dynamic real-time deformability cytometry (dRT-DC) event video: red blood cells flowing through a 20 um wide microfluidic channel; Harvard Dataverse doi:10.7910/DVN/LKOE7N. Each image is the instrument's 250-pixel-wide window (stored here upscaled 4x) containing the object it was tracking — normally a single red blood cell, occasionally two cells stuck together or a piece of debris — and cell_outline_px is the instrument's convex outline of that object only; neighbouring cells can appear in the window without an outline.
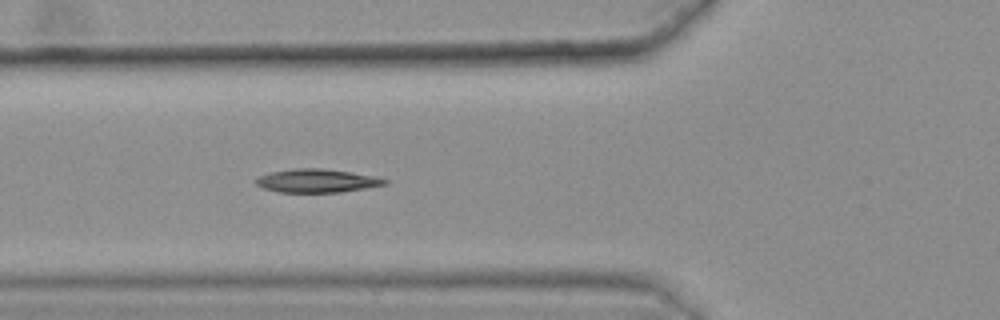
{"species": "common noctule bat (a hibernating species)", "species_latin": "Nyctalus noctula", "temperature_condition": "warm", "stored_images_in_passage": 48, "camera_frame_rate_fps": 3000, "um_per_image_px": 0.085, "animal": {"sex": "female", "body_mass_g": 25.1}, "frame": {"image": 1, "passage_image": 21, "time_ms": 6.667, "image_size_px": [1000, 320], "cell_outline_px": [[388, 184], [340, 192], [280, 192], [264, 188], [256, 184], [256, 180], [260, 176], [272, 172], [292, 168], [320, 168], [352, 172], [376, 176], [388, 180]], "centroid_in_image_um": [26.97, 15.36], "position_along_channel_um": 98.8, "area_um2": 17.46}, "authors_computed_cell_mechanics": {"area_um2": 17.2822, "velocity_mm_per_s": 3.6048, "shape_relaxation_time_tau1_ms": null, "shape_relaxation_time_tau2_ms": 6.0837, "deformation_change_tau1": null, "deformation_change_tau2": 0.1025}}